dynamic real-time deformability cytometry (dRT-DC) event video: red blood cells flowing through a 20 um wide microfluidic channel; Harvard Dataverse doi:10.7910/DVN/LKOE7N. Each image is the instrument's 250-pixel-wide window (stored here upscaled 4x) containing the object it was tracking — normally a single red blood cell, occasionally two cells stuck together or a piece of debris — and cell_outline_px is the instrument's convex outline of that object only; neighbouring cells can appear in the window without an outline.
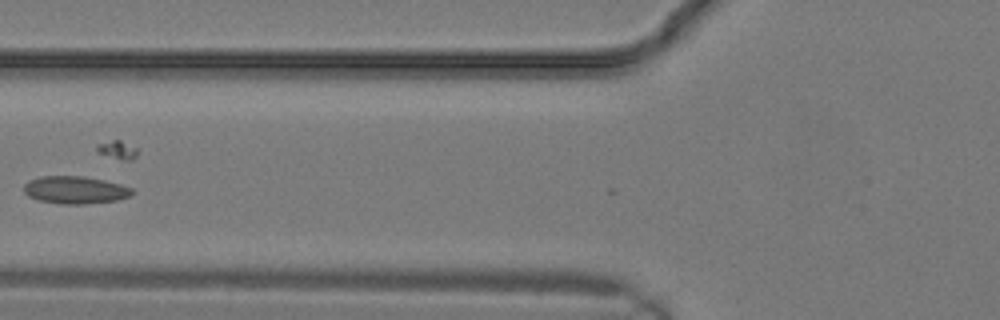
{"species": "common noctule bat (a hibernating species)", "species_latin": "Nyctalus noctula", "temperature_condition": "warm", "stored_images_in_passage": 12, "camera_frame_rate_fps": 3000, "um_per_image_px": 0.085, "animal": {"sex": "male", "body_mass_g": 19.2, "forearm_length_mm": 51.8}, "frame": {"image": 1, "passage_image": 7, "time_ms": 2.0, "image_size_px": [1000, 320], "cell_outline_px": [[136, 192], [132, 196], [116, 200], [84, 204], [60, 204], [36, 200], [28, 196], [24, 192], [24, 184], [28, 180], [40, 176], [84, 176], [104, 180], [120, 184], [132, 188]], "centroid_in_image_um": [6.39, 16.15], "position_along_channel_um": 119.4, "area_um2": 17.63}}
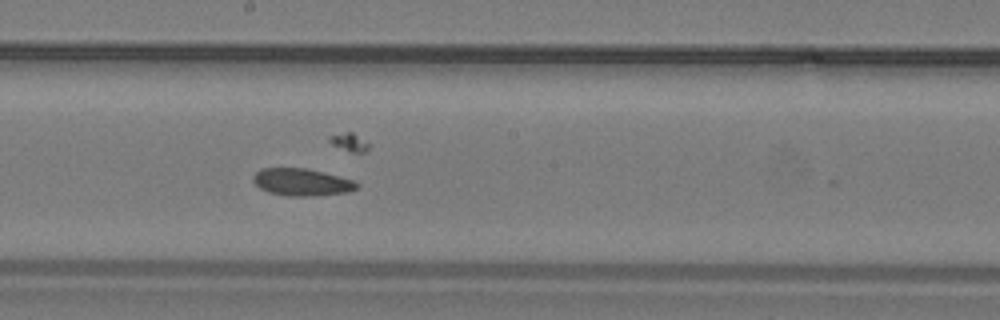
{"frame": {"image": 2, "passage_image": 11, "time_ms": 3.333, "image_size_px": [1000, 320], "cell_outline_px": [[360, 184], [356, 188], [348, 192], [312, 196], [288, 196], [268, 192], [260, 188], [252, 180], [252, 176], [260, 168], [308, 168], [352, 180]], "centroid_in_image_um": [25.61, 15.48], "position_along_channel_um": 222.6, "area_um2": 16.42}}